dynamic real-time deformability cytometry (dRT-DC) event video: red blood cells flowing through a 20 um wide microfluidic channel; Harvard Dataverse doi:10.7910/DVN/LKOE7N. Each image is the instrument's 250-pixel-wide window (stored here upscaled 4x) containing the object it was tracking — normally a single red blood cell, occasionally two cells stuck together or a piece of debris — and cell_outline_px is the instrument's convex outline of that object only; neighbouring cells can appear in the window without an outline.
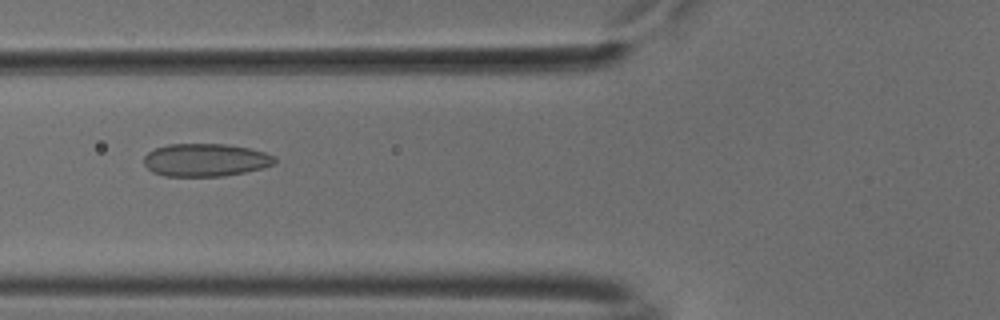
{"species": "common noctule bat (a hibernating species)", "species_latin": "Nyctalus noctula", "temperature_condition": "cold", "stored_images_in_passage": 39, "camera_frame_rate_fps": 3000, "um_per_image_px": 0.085, "animal": {"sex": "male", "body_mass_g": 18.8}, "frame": {"image": 1, "passage_image": 6, "time_ms": 1.667, "image_size_px": [1000, 320], "cell_outline_px": [[276, 164], [264, 168], [224, 176], [164, 176], [152, 172], [144, 164], [144, 156], [148, 152], [156, 148], [168, 144], [228, 144], [248, 148], [264, 152], [276, 156]], "centroid_in_image_um": [17.49, 13.6], "position_along_channel_um": 108.3, "area_um2": 25.2}}
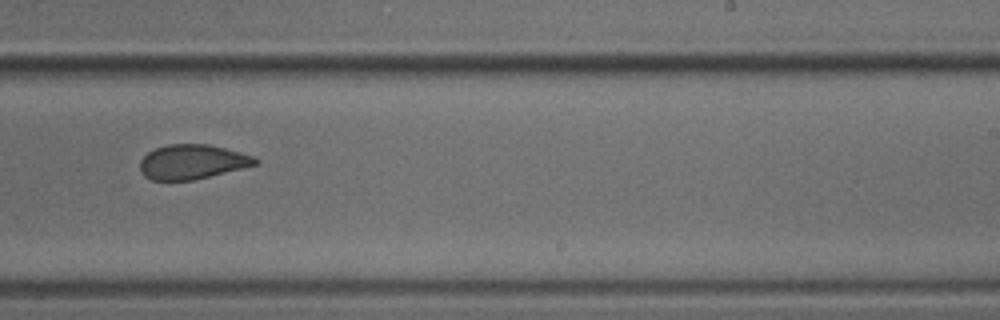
{"frame": {"image": 2, "passage_image": 19, "time_ms": 6.0, "image_size_px": [1000, 320], "cell_outline_px": [[260, 160], [256, 164], [192, 180], [152, 180], [144, 176], [140, 172], [140, 160], [148, 152], [156, 148], [168, 144], [208, 144], [256, 156]], "centroid_in_image_um": [16.31, 13.75], "position_along_channel_um": 272.7, "area_um2": 23.0}}
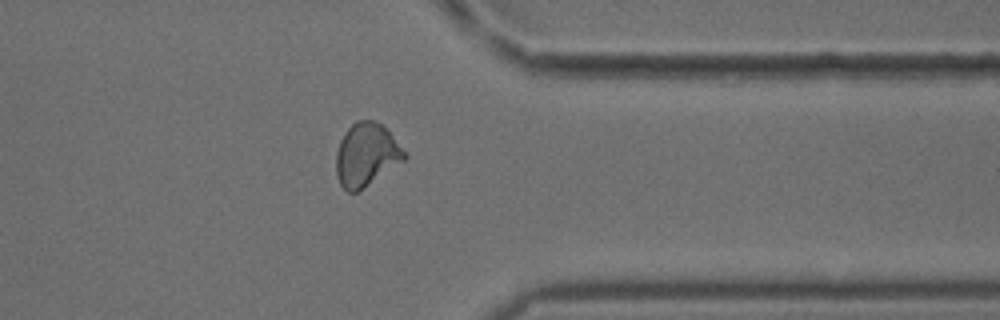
{"frame": {"image": 3, "passage_image": 28, "time_ms": 9.0, "image_size_px": [1000, 320], "cell_outline_px": [[408, 156], [404, 160], [356, 192], [348, 192], [340, 184], [336, 176], [336, 152], [340, 140], [344, 132], [356, 120], [372, 120], [388, 128], [408, 152]], "centroid_in_image_um": [31.16, 13.11], "position_along_channel_um": 380.2, "area_um2": 25.26}, "authors_computed_cell_mechanics": {"area_um2": 24.276, "velocity_mm_per_s": 3.7887, "shape_relaxation_time_tau1_ms": null, "shape_relaxation_time_tau2_ms": 1.3338, "deformation_change_tau1": null, "deformation_change_tau2": 0.0561}}